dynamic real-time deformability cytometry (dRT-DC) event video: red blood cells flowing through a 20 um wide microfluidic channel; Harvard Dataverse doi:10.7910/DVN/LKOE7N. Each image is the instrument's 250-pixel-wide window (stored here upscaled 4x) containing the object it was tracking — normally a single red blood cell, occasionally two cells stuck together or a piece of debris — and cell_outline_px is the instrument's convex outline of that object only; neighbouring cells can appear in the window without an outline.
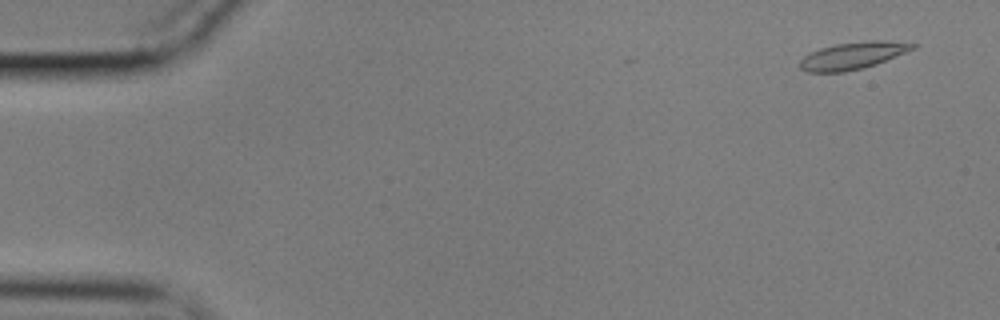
{"species": "common noctule bat (a hibernating species)", "species_latin": "Nyctalus noctula", "temperature_condition": "cold", "stored_images_in_passage": 10, "camera_frame_rate_fps": 3000, "um_per_image_px": 0.085, "animal": {"sex": "male", "body_mass_g": 17.9}, "frame": {"image": 1, "passage_image": 3, "time_ms": 0.667, "image_size_px": [1000, 320], "cell_outline_px": [[920, 44], [916, 48], [876, 64], [864, 68], [844, 72], [808, 72], [800, 68], [800, 60], [804, 56], [820, 48], [836, 44], [872, 40], [884, 40]], "centroid_in_image_um": [72.52, 4.72], "position_along_channel_um": 12.5, "area_um2": 17.8}}